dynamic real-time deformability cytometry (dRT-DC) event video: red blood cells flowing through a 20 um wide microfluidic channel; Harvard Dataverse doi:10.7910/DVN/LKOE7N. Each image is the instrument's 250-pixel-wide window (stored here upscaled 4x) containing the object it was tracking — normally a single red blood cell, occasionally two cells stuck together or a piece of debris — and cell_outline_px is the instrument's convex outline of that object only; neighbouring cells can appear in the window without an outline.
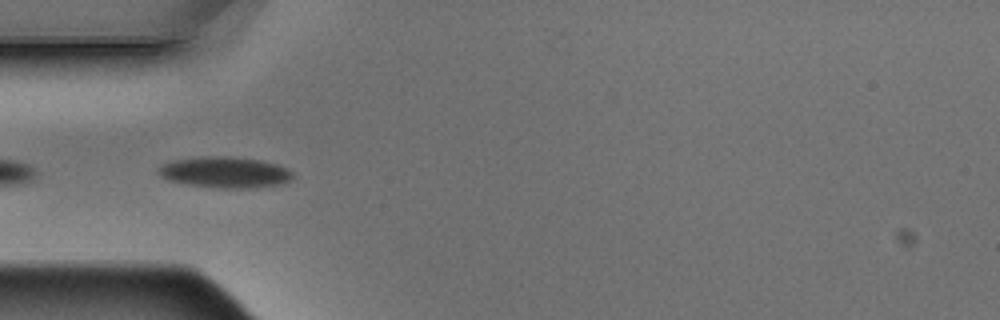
{"species": "Egyptian fruit bat (a non-hibernating species)", "species_latin": "Rousettus aegyptiacus", "temperature_condition": "warm", "stored_images_in_passage": 5, "camera_frame_rate_fps": 3000, "um_per_image_px": 0.085, "animal": {"sex": "male"}, "frame": {"image": 1, "passage_image": 1, "time_ms": 0.0, "image_size_px": [1000, 320], "cell_outline_px": [[292, 176], [288, 180], [280, 184], [248, 188], [216, 188], [184, 184], [168, 180], [160, 176], [156, 172], [156, 168], [160, 164], [172, 160], [200, 156], [228, 156], [260, 160], [276, 164], [292, 172]], "centroid_in_image_um": [19.0, 14.64], "position_along_channel_um": 66.0, "area_um2": 24.45}}
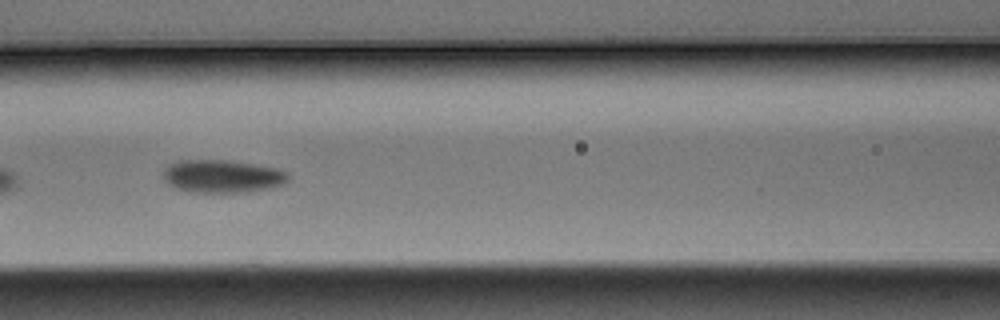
{"frame": {"image": 2, "passage_image": 3, "time_ms": 0.667, "image_size_px": [1000, 320], "cell_outline_px": [[292, 176], [284, 184], [268, 188], [248, 192], [196, 192], [176, 188], [168, 184], [164, 180], [164, 168], [168, 164], [176, 160], [232, 160], [256, 164], [276, 168], [288, 172]], "centroid_in_image_um": [18.92, 14.97], "position_along_channel_um": 147.7, "area_um2": 24.22}}
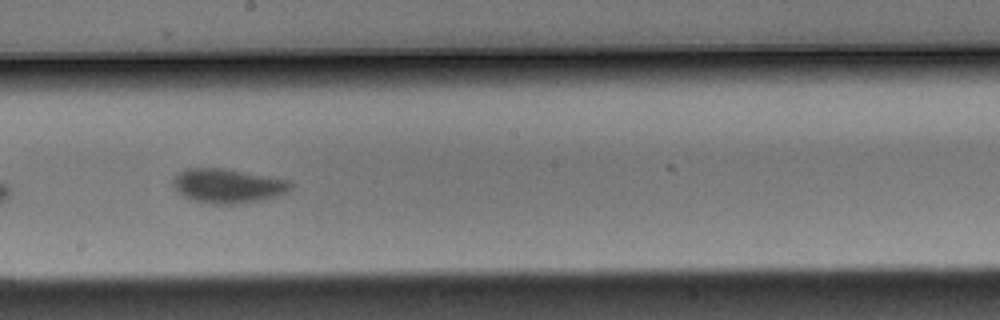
{"frame": {"image": 3, "passage_image": 5, "time_ms": 1.333, "image_size_px": [1000, 320], "cell_outline_px": [[292, 188], [288, 192], [264, 200], [232, 204], [212, 204], [192, 200], [184, 196], [172, 184], [172, 180], [180, 172], [188, 168], [224, 168], [288, 180], [292, 184]], "centroid_in_image_um": [19.38, 15.8], "position_along_channel_um": 228.8, "area_um2": 23.35}}